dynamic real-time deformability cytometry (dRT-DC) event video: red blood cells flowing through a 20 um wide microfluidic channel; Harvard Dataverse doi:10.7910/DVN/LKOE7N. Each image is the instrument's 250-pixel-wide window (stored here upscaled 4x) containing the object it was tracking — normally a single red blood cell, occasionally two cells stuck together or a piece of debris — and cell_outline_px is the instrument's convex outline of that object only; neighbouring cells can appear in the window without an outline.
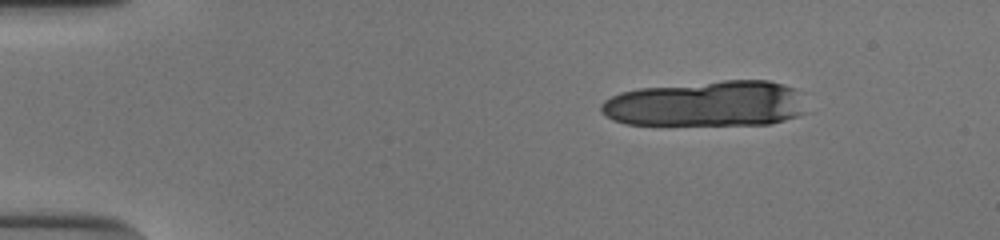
{"species": "human", "species_latin": "Homo sapiens", "temperature_condition": "cold", "stored_images_in_passage": 11, "camera_frame_rate_fps": 3000, "um_per_image_px": 0.085, "donor": {"sex": "male"}, "frame": {"image": 1, "passage_image": 1, "time_ms": 0.0, "image_size_px": [1000, 240], "cell_outline_px": [[812, 112], [784, 120], [768, 124], [628, 124], [612, 120], [600, 108], [600, 104], [604, 100], [620, 92], [640, 88], [724, 80], [768, 80], [784, 84], [796, 88]], "centroid_in_image_um": [60.15, 8.81], "position_along_channel_um": 24.8, "area_um2": 55.03}}